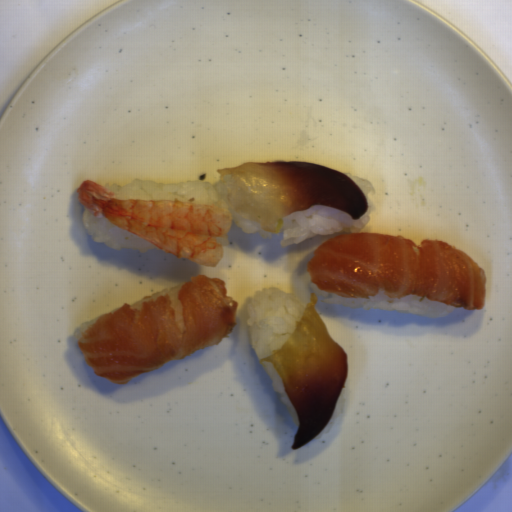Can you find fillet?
<instances>
[{
	"mask_svg": "<svg viewBox=\"0 0 512 512\" xmlns=\"http://www.w3.org/2000/svg\"><path fill=\"white\" fill-rule=\"evenodd\" d=\"M177 297L183 332L167 294L144 301L141 307L126 302L100 316L77 342L93 374L126 385L140 374L184 359L229 336L236 324L239 302L228 296L224 280L192 276Z\"/></svg>",
	"mask_w": 512,
	"mask_h": 512,
	"instance_id": "e2c912f1",
	"label": "fillet"
},
{
	"mask_svg": "<svg viewBox=\"0 0 512 512\" xmlns=\"http://www.w3.org/2000/svg\"><path fill=\"white\" fill-rule=\"evenodd\" d=\"M227 204L265 232L278 234L285 216L329 205L352 220L361 219L369 205L363 191L339 170L301 161L245 162L218 169Z\"/></svg>",
	"mask_w": 512,
	"mask_h": 512,
	"instance_id": "e495c32b",
	"label": "fillet"
},
{
	"mask_svg": "<svg viewBox=\"0 0 512 512\" xmlns=\"http://www.w3.org/2000/svg\"><path fill=\"white\" fill-rule=\"evenodd\" d=\"M312 283L331 294L370 299L415 295L453 308L483 310L487 276L467 254L442 240L347 233L319 245L306 262Z\"/></svg>",
	"mask_w": 512,
	"mask_h": 512,
	"instance_id": "25842a12",
	"label": "fillet"
},
{
	"mask_svg": "<svg viewBox=\"0 0 512 512\" xmlns=\"http://www.w3.org/2000/svg\"><path fill=\"white\" fill-rule=\"evenodd\" d=\"M311 292L293 333L259 363L270 362L298 417L291 449L301 448L328 425L348 375L347 352L330 336Z\"/></svg>",
	"mask_w": 512,
	"mask_h": 512,
	"instance_id": "f6d04758",
	"label": "fillet"
}]
</instances>
